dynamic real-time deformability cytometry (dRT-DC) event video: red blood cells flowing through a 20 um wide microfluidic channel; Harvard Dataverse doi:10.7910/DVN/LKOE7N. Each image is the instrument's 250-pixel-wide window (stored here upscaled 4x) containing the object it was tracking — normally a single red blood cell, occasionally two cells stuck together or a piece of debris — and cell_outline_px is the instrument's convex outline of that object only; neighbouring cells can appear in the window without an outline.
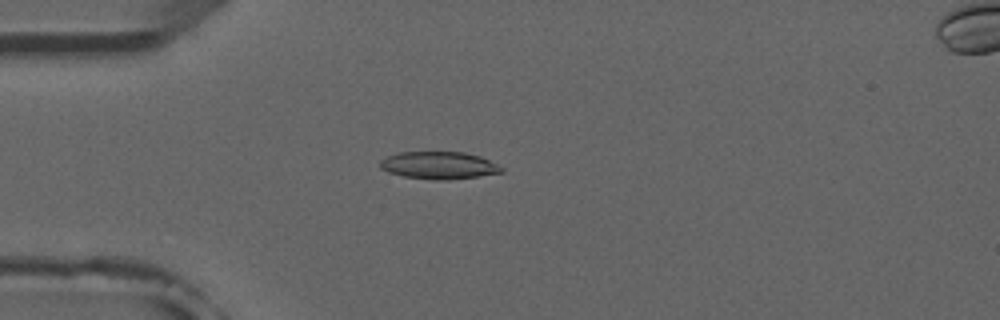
{"species": "common noctule bat (a hibernating species)", "species_latin": "Nyctalus noctula", "temperature_condition": "room temperature", "stored_images_in_passage": 5, "camera_frame_rate_fps": 3000, "um_per_image_px": 0.085, "animal": {"sex": "male", "forearm_length_mm": 52.5}, "frame": {"image": 1, "passage_image": 4, "time_ms": 3.333, "image_size_px": [1000, 320], "cell_outline_px": [[504, 172], [480, 176], [444, 180], [436, 180], [404, 176], [388, 172], [380, 168], [380, 160], [388, 156], [400, 152], [464, 152], [480, 156], [504, 168]], "centroid_in_image_um": [37.32, 14.05], "position_along_channel_um": 47.7, "area_um2": 19.31}}